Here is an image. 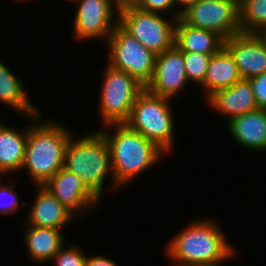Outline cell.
Here are the masks:
<instances>
[{
	"label": "cell",
	"instance_id": "obj_1",
	"mask_svg": "<svg viewBox=\"0 0 266 266\" xmlns=\"http://www.w3.org/2000/svg\"><path fill=\"white\" fill-rule=\"evenodd\" d=\"M186 226L165 245L173 266H219L237 255L215 219L202 217Z\"/></svg>",
	"mask_w": 266,
	"mask_h": 266
},
{
	"label": "cell",
	"instance_id": "obj_2",
	"mask_svg": "<svg viewBox=\"0 0 266 266\" xmlns=\"http://www.w3.org/2000/svg\"><path fill=\"white\" fill-rule=\"evenodd\" d=\"M28 125V138L22 170L31 183L45 184L64 167L65 149L73 133L54 119H43V113L23 116ZM32 120V121H31Z\"/></svg>",
	"mask_w": 266,
	"mask_h": 266
},
{
	"label": "cell",
	"instance_id": "obj_3",
	"mask_svg": "<svg viewBox=\"0 0 266 266\" xmlns=\"http://www.w3.org/2000/svg\"><path fill=\"white\" fill-rule=\"evenodd\" d=\"M99 130L110 149L114 180L119 188L132 183L136 177L159 164L166 154L155 143L131 130L125 123L108 124Z\"/></svg>",
	"mask_w": 266,
	"mask_h": 266
},
{
	"label": "cell",
	"instance_id": "obj_4",
	"mask_svg": "<svg viewBox=\"0 0 266 266\" xmlns=\"http://www.w3.org/2000/svg\"><path fill=\"white\" fill-rule=\"evenodd\" d=\"M94 131H89L82 137L71 136L65 149L63 168L75 173L102 200L109 176H112L109 190H118L119 187L115 184L107 141L100 130Z\"/></svg>",
	"mask_w": 266,
	"mask_h": 266
},
{
	"label": "cell",
	"instance_id": "obj_5",
	"mask_svg": "<svg viewBox=\"0 0 266 266\" xmlns=\"http://www.w3.org/2000/svg\"><path fill=\"white\" fill-rule=\"evenodd\" d=\"M172 99L154 95L144 89L136 98L125 124L155 143L166 154L174 148V114Z\"/></svg>",
	"mask_w": 266,
	"mask_h": 266
},
{
	"label": "cell",
	"instance_id": "obj_6",
	"mask_svg": "<svg viewBox=\"0 0 266 266\" xmlns=\"http://www.w3.org/2000/svg\"><path fill=\"white\" fill-rule=\"evenodd\" d=\"M103 71L97 108L101 118V127L125 123L137 96L145 87L126 71L114 69L108 64L105 65Z\"/></svg>",
	"mask_w": 266,
	"mask_h": 266
},
{
	"label": "cell",
	"instance_id": "obj_7",
	"mask_svg": "<svg viewBox=\"0 0 266 266\" xmlns=\"http://www.w3.org/2000/svg\"><path fill=\"white\" fill-rule=\"evenodd\" d=\"M106 43V63L114 69L126 71L146 87L153 76L157 55L143 46L119 23L113 28Z\"/></svg>",
	"mask_w": 266,
	"mask_h": 266
},
{
	"label": "cell",
	"instance_id": "obj_8",
	"mask_svg": "<svg viewBox=\"0 0 266 266\" xmlns=\"http://www.w3.org/2000/svg\"><path fill=\"white\" fill-rule=\"evenodd\" d=\"M119 24L156 55L175 46L177 19L174 17L131 8L119 14Z\"/></svg>",
	"mask_w": 266,
	"mask_h": 266
},
{
	"label": "cell",
	"instance_id": "obj_9",
	"mask_svg": "<svg viewBox=\"0 0 266 266\" xmlns=\"http://www.w3.org/2000/svg\"><path fill=\"white\" fill-rule=\"evenodd\" d=\"M180 18L190 26L213 31L224 40L241 33L239 0H199Z\"/></svg>",
	"mask_w": 266,
	"mask_h": 266
},
{
	"label": "cell",
	"instance_id": "obj_10",
	"mask_svg": "<svg viewBox=\"0 0 266 266\" xmlns=\"http://www.w3.org/2000/svg\"><path fill=\"white\" fill-rule=\"evenodd\" d=\"M73 36L78 41L104 39L107 42L119 23V14L108 0H73Z\"/></svg>",
	"mask_w": 266,
	"mask_h": 266
},
{
	"label": "cell",
	"instance_id": "obj_11",
	"mask_svg": "<svg viewBox=\"0 0 266 266\" xmlns=\"http://www.w3.org/2000/svg\"><path fill=\"white\" fill-rule=\"evenodd\" d=\"M43 186L78 220L89 211L101 206L100 199L80 181L75 173L59 170ZM100 201V202H99ZM82 214V215H81ZM79 216V217H78Z\"/></svg>",
	"mask_w": 266,
	"mask_h": 266
},
{
	"label": "cell",
	"instance_id": "obj_12",
	"mask_svg": "<svg viewBox=\"0 0 266 266\" xmlns=\"http://www.w3.org/2000/svg\"><path fill=\"white\" fill-rule=\"evenodd\" d=\"M188 83L183 51L175 45L156 56L154 73L145 89L154 95L173 100L187 89Z\"/></svg>",
	"mask_w": 266,
	"mask_h": 266
},
{
	"label": "cell",
	"instance_id": "obj_13",
	"mask_svg": "<svg viewBox=\"0 0 266 266\" xmlns=\"http://www.w3.org/2000/svg\"><path fill=\"white\" fill-rule=\"evenodd\" d=\"M243 79L266 72V33H238L224 40Z\"/></svg>",
	"mask_w": 266,
	"mask_h": 266
},
{
	"label": "cell",
	"instance_id": "obj_14",
	"mask_svg": "<svg viewBox=\"0 0 266 266\" xmlns=\"http://www.w3.org/2000/svg\"><path fill=\"white\" fill-rule=\"evenodd\" d=\"M35 189L38 193L29 205L26 225L62 230L77 219L43 185H36Z\"/></svg>",
	"mask_w": 266,
	"mask_h": 266
},
{
	"label": "cell",
	"instance_id": "obj_15",
	"mask_svg": "<svg viewBox=\"0 0 266 266\" xmlns=\"http://www.w3.org/2000/svg\"><path fill=\"white\" fill-rule=\"evenodd\" d=\"M226 123L229 135L240 147L266 152V109L257 108Z\"/></svg>",
	"mask_w": 266,
	"mask_h": 266
},
{
	"label": "cell",
	"instance_id": "obj_16",
	"mask_svg": "<svg viewBox=\"0 0 266 266\" xmlns=\"http://www.w3.org/2000/svg\"><path fill=\"white\" fill-rule=\"evenodd\" d=\"M206 103L217 113H221L227 122L258 108L250 80L243 78L231 87L215 92Z\"/></svg>",
	"mask_w": 266,
	"mask_h": 266
},
{
	"label": "cell",
	"instance_id": "obj_17",
	"mask_svg": "<svg viewBox=\"0 0 266 266\" xmlns=\"http://www.w3.org/2000/svg\"><path fill=\"white\" fill-rule=\"evenodd\" d=\"M23 243L26 245L29 261L36 264L51 262L53 256L65 245L63 230L27 225Z\"/></svg>",
	"mask_w": 266,
	"mask_h": 266
},
{
	"label": "cell",
	"instance_id": "obj_18",
	"mask_svg": "<svg viewBox=\"0 0 266 266\" xmlns=\"http://www.w3.org/2000/svg\"><path fill=\"white\" fill-rule=\"evenodd\" d=\"M242 77L231 53L223 46L212 55L204 82L199 88L204 90L205 101L215 92L229 88Z\"/></svg>",
	"mask_w": 266,
	"mask_h": 266
},
{
	"label": "cell",
	"instance_id": "obj_19",
	"mask_svg": "<svg viewBox=\"0 0 266 266\" xmlns=\"http://www.w3.org/2000/svg\"><path fill=\"white\" fill-rule=\"evenodd\" d=\"M0 122V178L22 169L28 127L24 130Z\"/></svg>",
	"mask_w": 266,
	"mask_h": 266
},
{
	"label": "cell",
	"instance_id": "obj_20",
	"mask_svg": "<svg viewBox=\"0 0 266 266\" xmlns=\"http://www.w3.org/2000/svg\"><path fill=\"white\" fill-rule=\"evenodd\" d=\"M13 74L10 66L0 60V103L11 107L19 115L28 116L41 111L35 106L25 90V83Z\"/></svg>",
	"mask_w": 266,
	"mask_h": 266
},
{
	"label": "cell",
	"instance_id": "obj_21",
	"mask_svg": "<svg viewBox=\"0 0 266 266\" xmlns=\"http://www.w3.org/2000/svg\"><path fill=\"white\" fill-rule=\"evenodd\" d=\"M175 45L183 52L215 54L224 46V39L213 31L190 26L178 18Z\"/></svg>",
	"mask_w": 266,
	"mask_h": 266
},
{
	"label": "cell",
	"instance_id": "obj_22",
	"mask_svg": "<svg viewBox=\"0 0 266 266\" xmlns=\"http://www.w3.org/2000/svg\"><path fill=\"white\" fill-rule=\"evenodd\" d=\"M243 33H266V0H239Z\"/></svg>",
	"mask_w": 266,
	"mask_h": 266
},
{
	"label": "cell",
	"instance_id": "obj_23",
	"mask_svg": "<svg viewBox=\"0 0 266 266\" xmlns=\"http://www.w3.org/2000/svg\"><path fill=\"white\" fill-rule=\"evenodd\" d=\"M212 55L198 52H183L184 66L189 83H195L199 87L204 82Z\"/></svg>",
	"mask_w": 266,
	"mask_h": 266
},
{
	"label": "cell",
	"instance_id": "obj_24",
	"mask_svg": "<svg viewBox=\"0 0 266 266\" xmlns=\"http://www.w3.org/2000/svg\"><path fill=\"white\" fill-rule=\"evenodd\" d=\"M75 245L66 244L53 256L52 262L55 266H85L87 254Z\"/></svg>",
	"mask_w": 266,
	"mask_h": 266
},
{
	"label": "cell",
	"instance_id": "obj_25",
	"mask_svg": "<svg viewBox=\"0 0 266 266\" xmlns=\"http://www.w3.org/2000/svg\"><path fill=\"white\" fill-rule=\"evenodd\" d=\"M10 183L0 185V215H13L18 212L20 206L25 207L26 202L20 201L18 192L14 189V186Z\"/></svg>",
	"mask_w": 266,
	"mask_h": 266
},
{
	"label": "cell",
	"instance_id": "obj_26",
	"mask_svg": "<svg viewBox=\"0 0 266 266\" xmlns=\"http://www.w3.org/2000/svg\"><path fill=\"white\" fill-rule=\"evenodd\" d=\"M138 8L146 12L166 14L176 19L181 17L179 9H176L175 0H140Z\"/></svg>",
	"mask_w": 266,
	"mask_h": 266
},
{
	"label": "cell",
	"instance_id": "obj_27",
	"mask_svg": "<svg viewBox=\"0 0 266 266\" xmlns=\"http://www.w3.org/2000/svg\"><path fill=\"white\" fill-rule=\"evenodd\" d=\"M258 108L266 109V72L249 78Z\"/></svg>",
	"mask_w": 266,
	"mask_h": 266
},
{
	"label": "cell",
	"instance_id": "obj_28",
	"mask_svg": "<svg viewBox=\"0 0 266 266\" xmlns=\"http://www.w3.org/2000/svg\"><path fill=\"white\" fill-rule=\"evenodd\" d=\"M85 266H120L113 259L111 260L107 256L103 255H93L87 256L85 261Z\"/></svg>",
	"mask_w": 266,
	"mask_h": 266
},
{
	"label": "cell",
	"instance_id": "obj_29",
	"mask_svg": "<svg viewBox=\"0 0 266 266\" xmlns=\"http://www.w3.org/2000/svg\"><path fill=\"white\" fill-rule=\"evenodd\" d=\"M111 6L120 14L121 12L131 9L138 8L140 0H108Z\"/></svg>",
	"mask_w": 266,
	"mask_h": 266
},
{
	"label": "cell",
	"instance_id": "obj_30",
	"mask_svg": "<svg viewBox=\"0 0 266 266\" xmlns=\"http://www.w3.org/2000/svg\"><path fill=\"white\" fill-rule=\"evenodd\" d=\"M197 1H199V0H175L176 9L179 8V12L182 13L190 5H192L193 3L197 2Z\"/></svg>",
	"mask_w": 266,
	"mask_h": 266
},
{
	"label": "cell",
	"instance_id": "obj_31",
	"mask_svg": "<svg viewBox=\"0 0 266 266\" xmlns=\"http://www.w3.org/2000/svg\"><path fill=\"white\" fill-rule=\"evenodd\" d=\"M15 1H20V2H21V1H23V2H26V1H27V2H28V1H31V0H15ZM32 1H33V0H32Z\"/></svg>",
	"mask_w": 266,
	"mask_h": 266
}]
</instances>
